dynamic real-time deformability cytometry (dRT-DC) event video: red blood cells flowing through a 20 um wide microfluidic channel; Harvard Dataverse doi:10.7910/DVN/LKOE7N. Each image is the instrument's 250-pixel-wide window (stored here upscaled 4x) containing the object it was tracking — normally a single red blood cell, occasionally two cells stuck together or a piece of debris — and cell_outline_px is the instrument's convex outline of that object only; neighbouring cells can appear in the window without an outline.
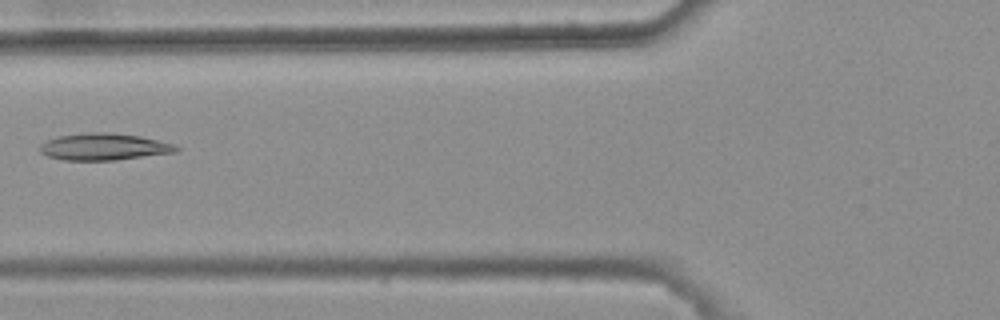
{"species": "common noctule bat (a hibernating species)", "species_latin": "Nyctalus noctula", "temperature_condition": "warm", "stored_images_in_passage": 6, "camera_frame_rate_fps": 3000, "um_per_image_px": 0.085, "animal": {"sex": "female", "body_mass_g": 25.1}, "frame": {"image": 1, "passage_image": 6, "time_ms": 1.667, "image_size_px": [1000, 320], "cell_outline_px": [[180, 148], [176, 152], [116, 160], [64, 160], [48, 156], [40, 152], [40, 144], [48, 140], [60, 136], [88, 132], [112, 132], [140, 136], [172, 144]], "centroid_in_image_um": [8.82, 12.47], "position_along_channel_um": 117.0, "area_um2": 21.15}}